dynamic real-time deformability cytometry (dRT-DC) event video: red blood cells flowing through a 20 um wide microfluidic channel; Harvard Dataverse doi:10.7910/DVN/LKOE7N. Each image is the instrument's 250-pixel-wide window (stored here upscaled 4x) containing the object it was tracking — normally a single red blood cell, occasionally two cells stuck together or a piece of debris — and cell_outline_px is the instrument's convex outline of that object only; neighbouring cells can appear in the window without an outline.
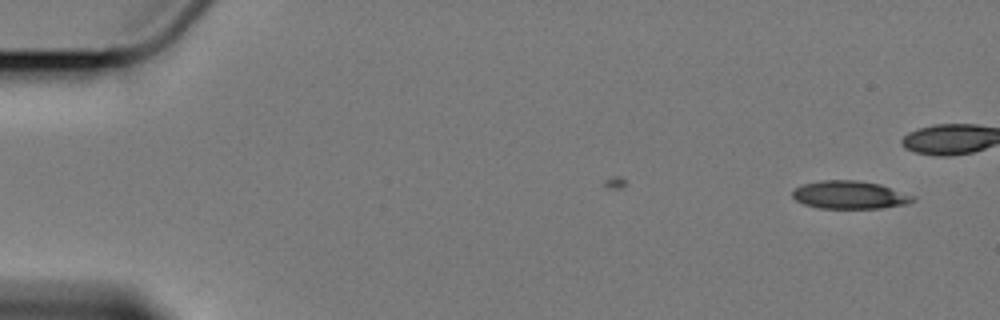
{"species": "Egyptian fruit bat (a non-hibernating species)", "species_latin": "Rousettus aegyptiacus", "temperature_condition": "cold", "stored_images_in_passage": 8, "camera_frame_rate_fps": 3000, "um_per_image_px": 0.085, "animal": {"sex": "female"}, "frame": {"image": 1, "passage_image": 1, "time_ms": 0.0, "image_size_px": [1000, 320], "cell_outline_px": [[916, 200], [908, 204], [880, 208], [820, 208], [804, 204], [796, 200], [792, 196], [792, 192], [800, 184], [820, 180], [856, 180], [880, 184], [916, 196]], "centroid_in_image_um": [72.24, 16.56], "position_along_channel_um": 12.8, "area_um2": 19.77}}
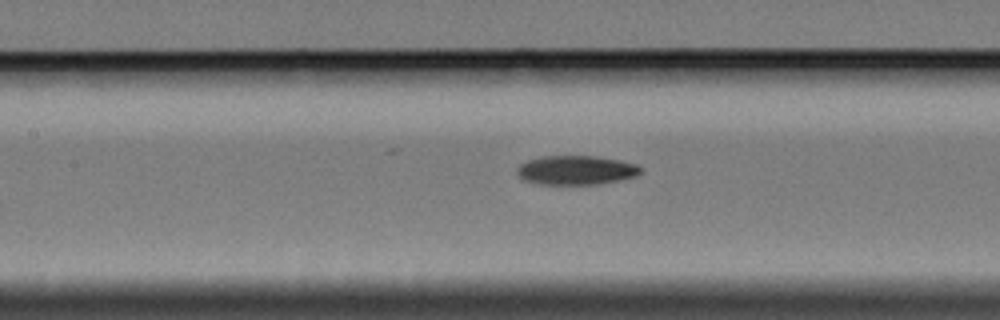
{"frame": {"image": 2, "passage_image": 8, "time_ms": 9.667, "image_size_px": [1000, 320], "cell_outline_px": [[644, 168], [636, 176], [596, 184], [540, 184], [524, 180], [516, 172], [516, 168], [520, 164], [528, 160], [540, 156], [596, 156], [620, 160], [636, 164]], "centroid_in_image_um": [48.95, 14.45], "position_along_channel_um": 158.4, "area_um2": 20.92}}